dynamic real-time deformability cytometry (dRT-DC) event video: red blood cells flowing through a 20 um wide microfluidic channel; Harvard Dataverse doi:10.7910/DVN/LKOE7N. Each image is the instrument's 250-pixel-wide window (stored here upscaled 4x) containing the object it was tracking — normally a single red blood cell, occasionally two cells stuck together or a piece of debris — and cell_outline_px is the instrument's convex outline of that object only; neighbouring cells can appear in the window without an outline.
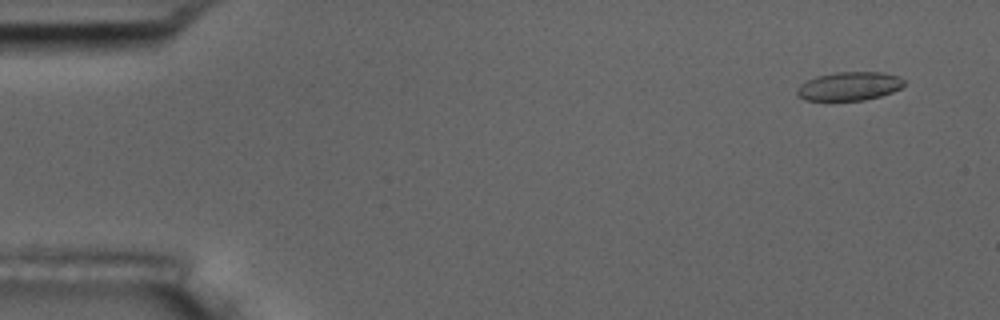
{"species": "common noctule bat (a hibernating species)", "species_latin": "Nyctalus noctula", "temperature_condition": "room temperature", "stored_images_in_passage": 6, "camera_frame_rate_fps": 3000, "um_per_image_px": 0.085, "animal": {"sex": "male", "body_mass_g": 17.5, "forearm_length_mm": 52.3}, "frame": {"image": 1, "passage_image": 1, "time_ms": 0.0, "image_size_px": [1000, 320], "cell_outline_px": [[904, 84], [900, 88], [892, 92], [880, 96], [864, 100], [804, 100], [796, 96], [796, 88], [800, 84], [816, 76], [836, 72], [880, 72], [900, 76], [904, 80]], "centroid_in_image_um": [72.16, 7.32], "position_along_channel_um": 12.8, "area_um2": 17.92}}
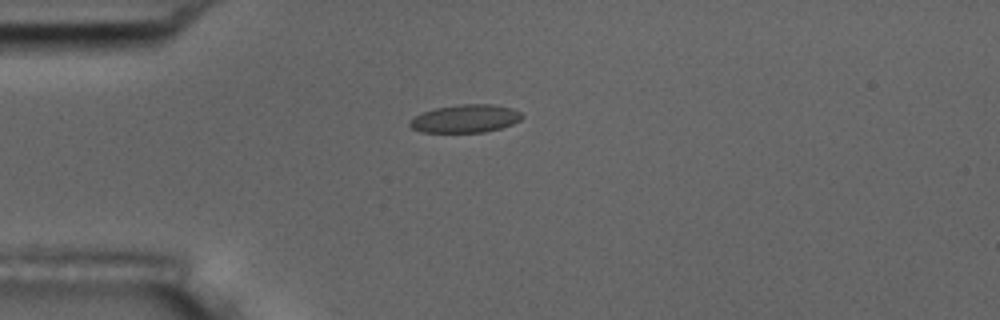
{"frame": {"image": 2, "passage_image": 4, "time_ms": 3.667, "image_size_px": [1000, 320], "cell_outline_px": [[524, 116], [520, 120], [512, 124], [500, 128], [484, 132], [420, 132], [412, 128], [408, 124], [416, 116], [424, 112], [436, 108], [456, 104], [492, 104], [512, 108], [520, 112]], "centroid_in_image_um": [39.58, 10.08], "position_along_channel_um": 45.4, "area_um2": 18.21}}